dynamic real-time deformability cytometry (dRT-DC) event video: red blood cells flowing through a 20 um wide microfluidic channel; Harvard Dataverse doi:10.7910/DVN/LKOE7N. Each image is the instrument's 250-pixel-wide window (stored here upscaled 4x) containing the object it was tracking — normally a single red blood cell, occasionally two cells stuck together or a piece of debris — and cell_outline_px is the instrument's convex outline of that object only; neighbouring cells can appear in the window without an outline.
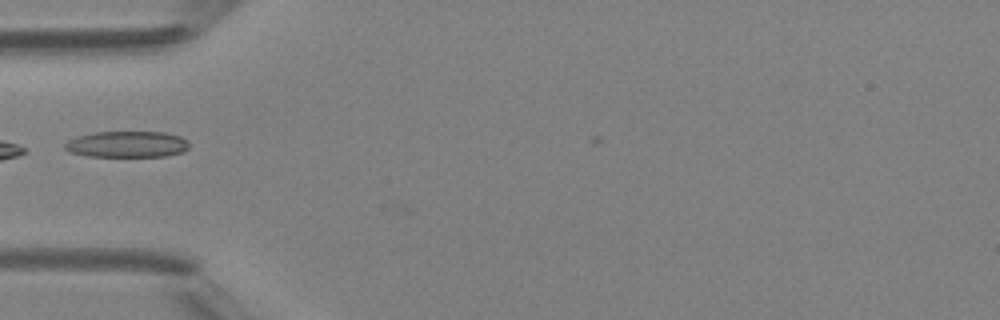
{"species": "Egyptian fruit bat (a non-hibernating species)", "species_latin": "Rousettus aegyptiacus", "temperature_condition": "room temperature", "stored_images_in_passage": 1, "camera_frame_rate_fps": 3000, "um_per_image_px": 0.085, "animal": {"sex": "female"}, "frame": {"image": 1, "passage_image": 1, "time_ms": 0.0, "image_size_px": [1000, 320], "cell_outline_px": [[188, 148], [184, 152], [164, 156], [88, 156], [68, 152], [64, 148], [64, 144], [68, 140], [76, 136], [96, 132], [164, 132], [180, 136], [188, 140]], "centroid_in_image_um": [10.79, 12.26], "position_along_channel_um": 74.2, "area_um2": 19.07}}